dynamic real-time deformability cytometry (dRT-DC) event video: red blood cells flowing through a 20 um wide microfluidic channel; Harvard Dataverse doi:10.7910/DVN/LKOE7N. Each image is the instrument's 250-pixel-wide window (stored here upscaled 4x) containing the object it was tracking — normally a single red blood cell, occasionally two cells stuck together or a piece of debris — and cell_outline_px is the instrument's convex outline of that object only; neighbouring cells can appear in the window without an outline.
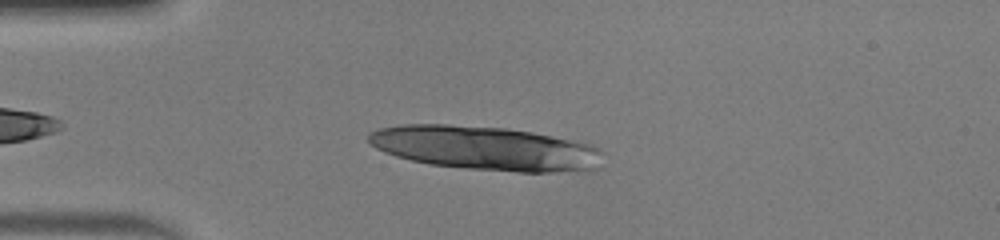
{"species": "human", "species_latin": "Homo sapiens", "temperature_condition": "warm", "stored_images_in_passage": 16, "camera_frame_rate_fps": 3000, "um_per_image_px": 0.085, "donor": {"sex": "male"}, "frame": {"image": 1, "passage_image": 10, "time_ms": 3.0, "image_size_px": [1000, 240], "cell_outline_px": [[604, 152], [600, 168], [588, 172], [516, 172], [468, 168], [428, 164], [396, 156], [384, 152], [376, 148], [368, 140], [368, 132], [380, 128], [400, 124], [448, 124], [504, 128], [532, 132], [580, 140], [592, 144], [600, 148]], "centroid_in_image_um": [41.38, 12.6], "position_along_channel_um": 43.6, "area_um2": 61.09}}